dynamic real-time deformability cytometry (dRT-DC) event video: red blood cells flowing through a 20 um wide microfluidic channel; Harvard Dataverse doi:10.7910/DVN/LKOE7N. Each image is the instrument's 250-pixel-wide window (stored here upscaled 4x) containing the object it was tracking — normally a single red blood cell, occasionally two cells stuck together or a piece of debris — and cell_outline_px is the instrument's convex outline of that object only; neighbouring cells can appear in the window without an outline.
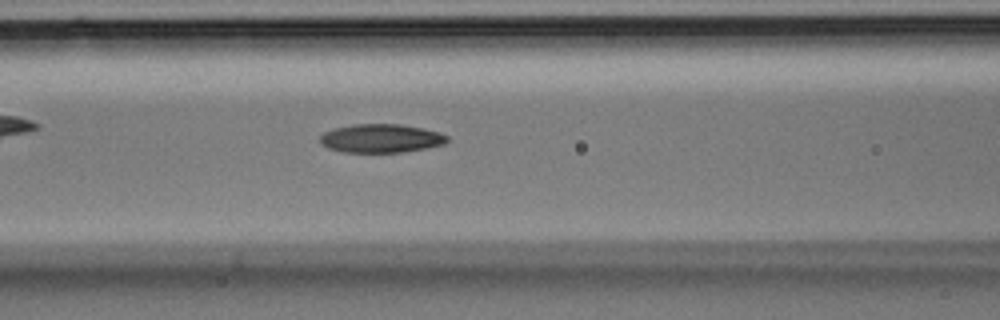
{"species": "Egyptian fruit bat (a non-hibernating species)", "species_latin": "Rousettus aegyptiacus", "temperature_condition": "room temperature", "stored_images_in_passage": 21, "camera_frame_rate_fps": 3000, "um_per_image_px": 0.085, "animal": {"sex": "male"}, "frame": {"image": 1, "passage_image": 6, "time_ms": 1.667, "image_size_px": [1000, 320], "cell_outline_px": [[448, 140], [444, 144], [404, 152], [344, 152], [328, 148], [320, 144], [320, 136], [324, 132], [332, 128], [352, 124], [400, 124], [424, 128], [440, 132], [448, 136]], "centroid_in_image_um": [32.37, 11.75], "position_along_channel_um": 134.2, "area_um2": 21.33}}
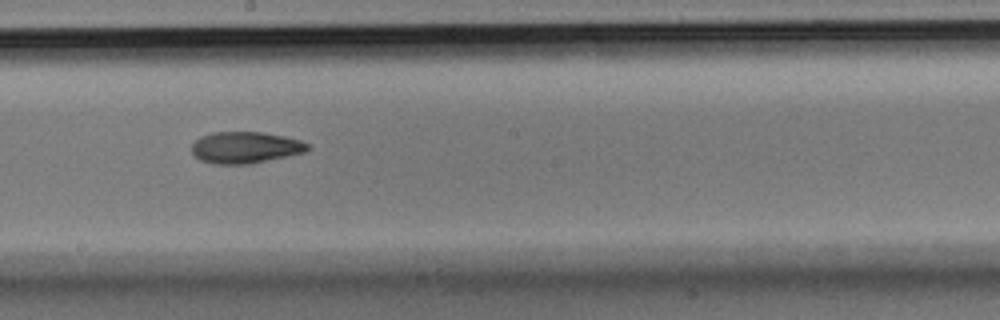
{"frame": {"image": 2, "passage_image": 11, "time_ms": 3.333, "image_size_px": [1000, 320], "cell_outline_px": [[312, 148], [308, 152], [248, 164], [216, 164], [200, 160], [192, 152], [192, 144], [200, 136], [212, 132], [264, 132], [284, 136], [300, 140], [308, 144]], "centroid_in_image_um": [20.88, 12.53], "position_along_channel_um": 227.3, "area_um2": 21.44}}
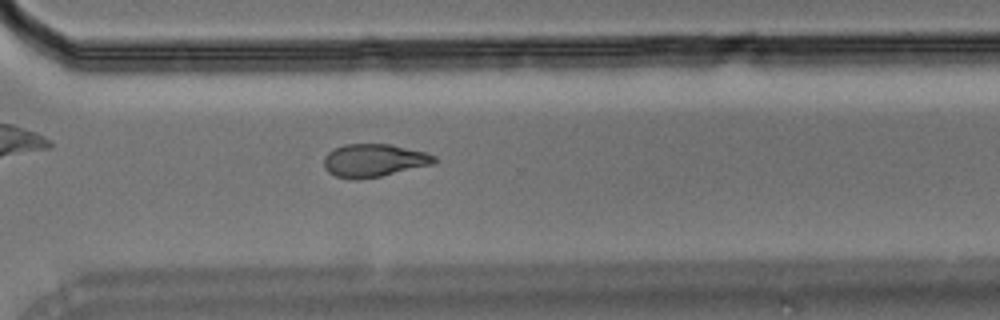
{"frame": {"image": 3, "passage_image": 17, "time_ms": 5.333, "image_size_px": [1000, 320], "cell_outline_px": [[436, 164], [380, 176], [356, 180], [336, 176], [328, 172], [324, 168], [324, 156], [328, 152], [344, 144], [388, 144], [428, 152], [436, 156]], "centroid_in_image_um": [31.81, 13.64], "position_along_channel_um": 338.8, "area_um2": 21.33}}